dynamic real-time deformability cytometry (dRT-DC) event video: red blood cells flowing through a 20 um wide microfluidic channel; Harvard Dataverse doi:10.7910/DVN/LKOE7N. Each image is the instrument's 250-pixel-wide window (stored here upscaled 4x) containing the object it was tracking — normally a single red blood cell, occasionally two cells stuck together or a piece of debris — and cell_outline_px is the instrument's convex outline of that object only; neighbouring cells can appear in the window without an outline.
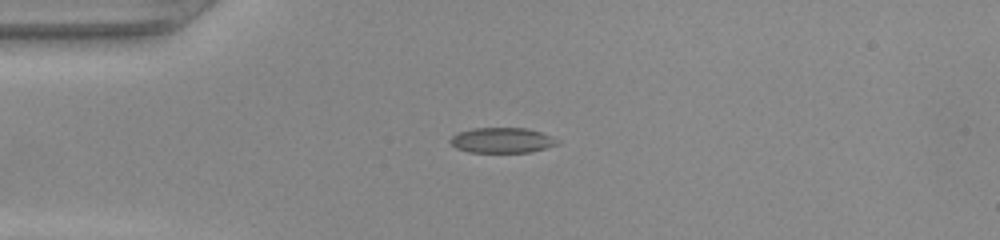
{"species": "common noctule bat (a hibernating species)", "species_latin": "Nyctalus noctula", "temperature_condition": "warm", "stored_images_in_passage": 38, "camera_frame_rate_fps": 3000, "um_per_image_px": 0.085, "animal": {"sex": "female", "body_mass_g": 22.0, "forearm_length_mm": 56.7}, "frame": {"image": 1, "passage_image": 1, "time_ms": 0.0, "image_size_px": [1000, 240], "cell_outline_px": [[560, 144], [532, 152], [468, 152], [456, 148], [448, 140], [452, 136], [460, 132], [472, 128], [528, 128], [552, 136]], "centroid_in_image_um": [42.68, 11.92], "position_along_channel_um": 42.3, "area_um2": 15.78}}
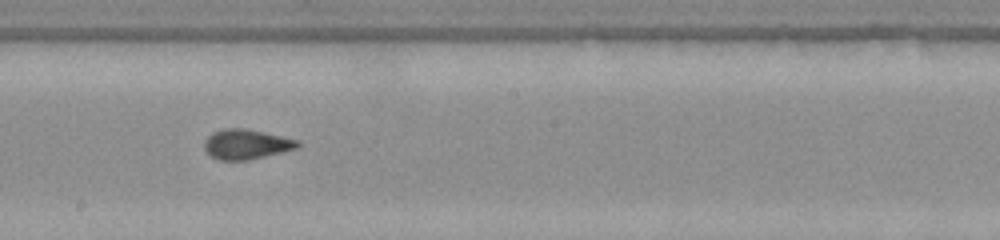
{"frame": {"image": 2, "passage_image": 16, "time_ms": 5.0, "image_size_px": [1000, 240], "cell_outline_px": [[300, 144], [296, 148], [248, 160], [216, 160], [204, 148], [204, 140], [212, 132], [224, 128], [244, 128], [300, 140]], "centroid_in_image_um": [20.9, 12.25], "position_along_channel_um": 227.3, "area_um2": 16.13}}
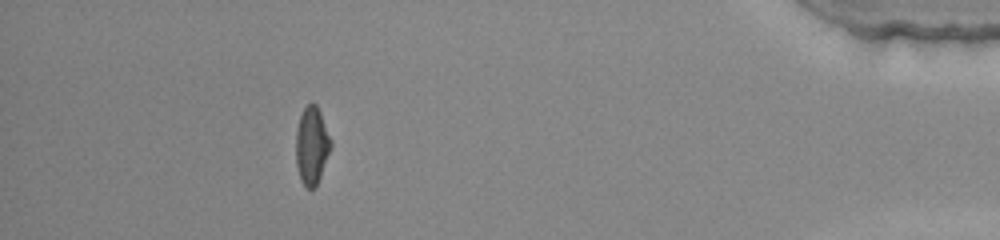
{"frame": {"image": 3, "passage_image": 33, "time_ms": 10.667, "image_size_px": [1000, 240], "cell_outline_px": [[332, 144], [316, 188], [308, 188], [300, 180], [296, 164], [296, 128], [300, 116], [304, 108], [308, 104], [316, 104], [320, 112], [332, 140]], "centroid_in_image_um": [26.5, 12.38], "position_along_channel_um": 408.7, "area_um2": 15.78}}